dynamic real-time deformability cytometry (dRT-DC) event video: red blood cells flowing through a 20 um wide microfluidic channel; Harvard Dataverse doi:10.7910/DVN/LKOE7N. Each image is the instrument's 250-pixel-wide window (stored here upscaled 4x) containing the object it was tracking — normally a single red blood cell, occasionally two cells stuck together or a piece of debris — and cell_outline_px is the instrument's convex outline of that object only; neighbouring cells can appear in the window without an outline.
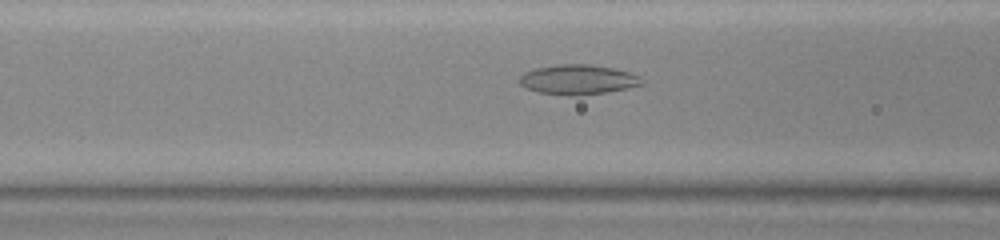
{"species": "common noctule bat (a hibernating species)", "species_latin": "Nyctalus noctula", "temperature_condition": "warm", "stored_images_in_passage": 32, "camera_frame_rate_fps": 3000, "um_per_image_px": 0.085, "animal": {"sex": "female", "body_mass_g": 23.0, "forearm_length_mm": 53.4}, "frame": {"image": 1, "passage_image": 4, "time_ms": 1.0, "image_size_px": [1000, 240], "cell_outline_px": [[644, 84], [628, 88], [580, 96], [568, 96], [536, 92], [520, 84], [520, 76], [524, 72], [536, 68], [560, 64], [588, 64], [616, 68], [640, 76], [644, 80]], "centroid_in_image_um": [49.15, 6.77], "position_along_channel_um": 117.4, "area_um2": 21.39}}
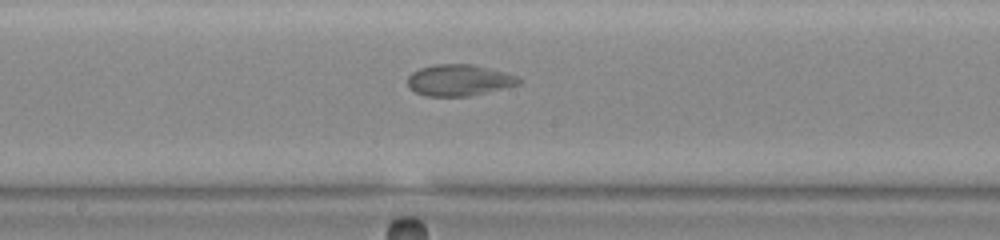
{"frame": {"image": 2, "passage_image": 11, "time_ms": 3.333, "image_size_px": [1000, 240], "cell_outline_px": [[520, 84], [468, 96], [428, 96], [416, 92], [408, 84], [408, 76], [412, 72], [420, 68], [436, 64], [472, 64], [504, 72], [516, 76], [520, 80]], "centroid_in_image_um": [39.0, 6.81], "position_along_channel_um": 209.2, "area_um2": 19.94}}
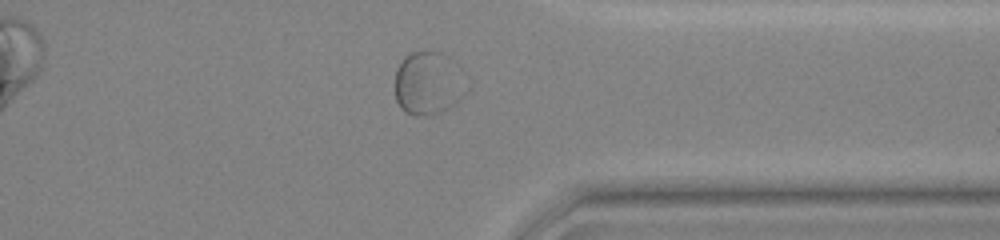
{"frame": {"image": 3, "passage_image": 24, "time_ms": 7.667, "image_size_px": [1000, 240], "cell_outline_px": [[468, 88], [456, 104], [440, 112], [420, 116], [416, 116], [404, 112], [400, 108], [396, 100], [396, 68], [404, 56], [412, 52], [440, 52], [456, 60]], "centroid_in_image_um": [36.42, 7.07], "position_along_channel_um": 375.0, "area_um2": 26.59}}